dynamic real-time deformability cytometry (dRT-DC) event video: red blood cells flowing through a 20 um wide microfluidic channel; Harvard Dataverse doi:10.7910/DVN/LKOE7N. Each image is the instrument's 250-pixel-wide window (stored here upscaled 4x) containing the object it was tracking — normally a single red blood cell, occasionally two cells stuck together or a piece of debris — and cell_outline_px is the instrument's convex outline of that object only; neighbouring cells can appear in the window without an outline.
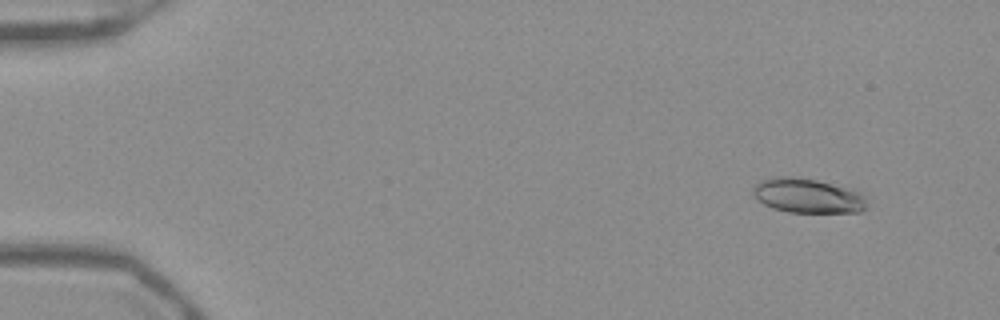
{"species": "Egyptian fruit bat (a non-hibernating species)", "species_latin": "Rousettus aegyptiacus", "temperature_condition": "warm", "stored_images_in_passage": 52, "camera_frame_rate_fps": 3000, "um_per_image_px": 0.085, "frame": {"image": 1, "passage_image": 4, "time_ms": 1.0, "image_size_px": [1000, 320], "cell_outline_px": [[868, 208], [860, 212], [788, 212], [772, 208], [756, 200], [752, 196], [752, 188], [760, 180], [776, 176], [792, 176], [816, 180], [852, 188], [860, 192], [864, 196]], "centroid_in_image_um": [68.64, 16.63], "position_along_channel_um": 16.4, "area_um2": 23.29}}
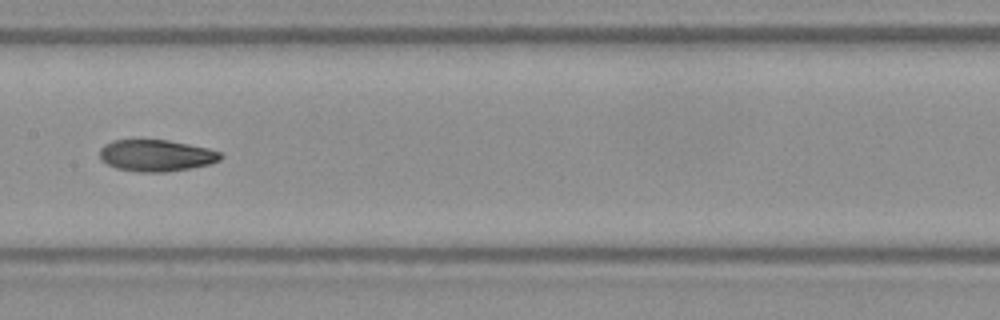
{"frame": {"image": 2, "passage_image": 27, "time_ms": 8.667, "image_size_px": [1000, 320], "cell_outline_px": [[224, 156], [220, 160], [208, 164], [188, 168], [164, 172], [136, 172], [116, 168], [100, 160], [100, 148], [104, 144], [112, 140], [168, 140], [208, 148], [220, 152]], "centroid_in_image_um": [13.25, 13.21], "position_along_channel_um": 194.2, "area_um2": 22.25}}
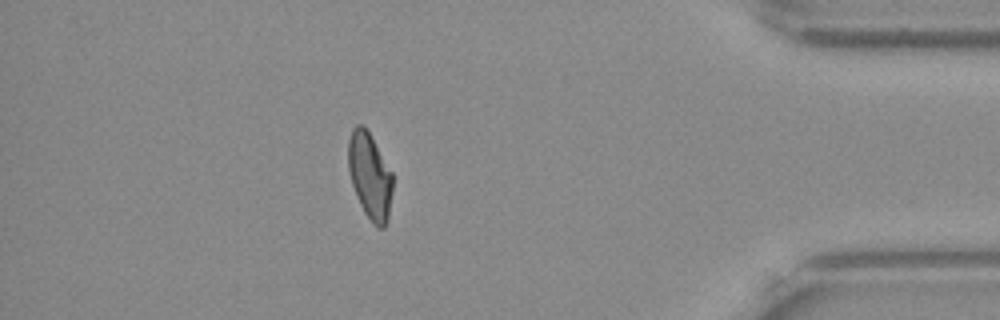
{"frame": {"image": 3, "passage_image": 46, "time_ms": 15.0, "image_size_px": [1000, 320], "cell_outline_px": [[392, 192], [388, 220], [384, 228], [380, 228], [372, 224], [364, 212], [356, 196], [352, 184], [348, 168], [348, 140], [352, 128], [356, 124], [360, 124], [368, 132], [392, 172]], "centroid_in_image_um": [31.43, 14.99], "position_along_channel_um": 403.8, "area_um2": 22.2}, "authors_computed_cell_mechanics": {"area_um2": 22.5709, "velocity_mm_per_s": 3.9225, "shape_relaxation_time_tau1_ms": null, "shape_relaxation_time_tau2_ms": 4.1244, "deformation_change_tau1": null, "deformation_change_tau2": 0.0997}}